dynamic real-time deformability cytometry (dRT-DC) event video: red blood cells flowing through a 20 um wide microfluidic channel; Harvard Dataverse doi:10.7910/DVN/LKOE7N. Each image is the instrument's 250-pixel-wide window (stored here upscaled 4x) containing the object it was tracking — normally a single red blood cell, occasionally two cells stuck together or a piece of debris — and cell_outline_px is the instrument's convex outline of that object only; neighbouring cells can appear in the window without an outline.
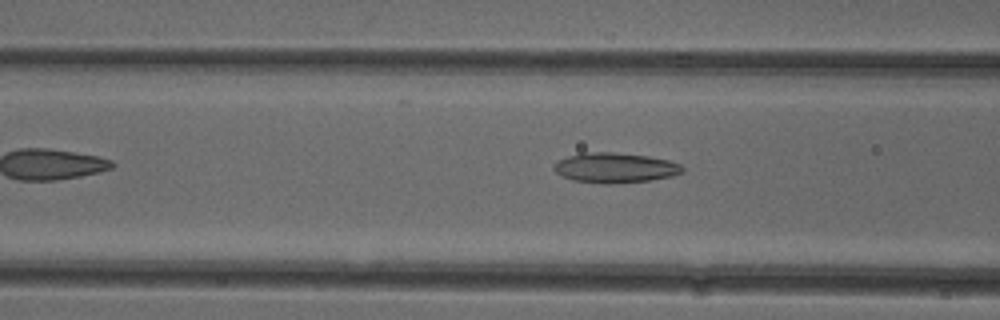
{"species": "common noctule bat (a hibernating species)", "species_latin": "Nyctalus noctula", "temperature_condition": "cold", "stored_images_in_passage": 32, "camera_frame_rate_fps": 3000, "um_per_image_px": 0.085, "animal": {"sex": "female"}, "frame": {"image": 1, "passage_image": 4, "time_ms": 1.0, "image_size_px": [1000, 320], "cell_outline_px": [[684, 172], [672, 176], [652, 180], [612, 184], [604, 184], [572, 180], [556, 172], [552, 168], [560, 160], [568, 156], [584, 152], [612, 152], [648, 156], [668, 160], [680, 164], [684, 168]], "centroid_in_image_um": [52.31, 14.27], "position_along_channel_um": 114.3, "area_um2": 22.48}}
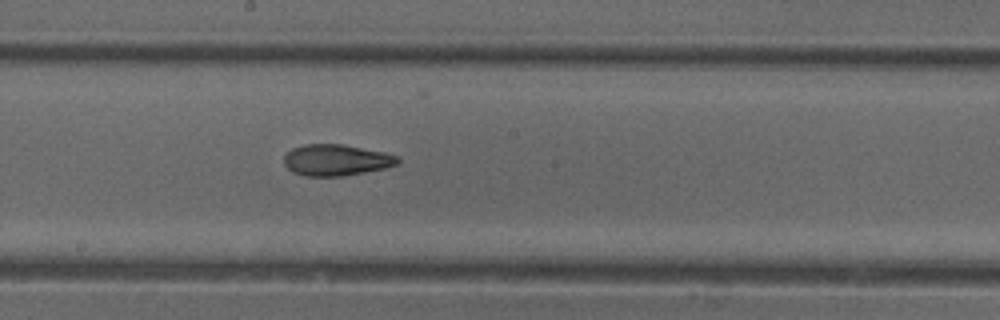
{"frame": {"image": 2, "passage_image": 12, "time_ms": 3.667, "image_size_px": [1000, 320], "cell_outline_px": [[400, 160], [396, 164], [384, 168], [364, 172], [340, 176], [304, 176], [292, 172], [284, 164], [284, 156], [292, 148], [304, 144], [340, 144], [384, 152], [396, 156]], "centroid_in_image_um": [28.53, 13.6], "position_along_channel_um": 219.7, "area_um2": 20.52}}
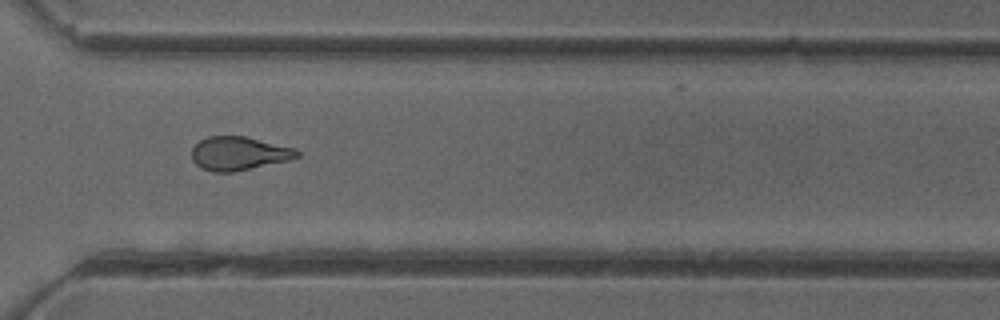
{"frame": {"image": 3, "passage_image": 22, "time_ms": 7.0, "image_size_px": [1000, 320], "cell_outline_px": [[300, 156], [288, 160], [232, 172], [212, 172], [200, 168], [192, 160], [192, 148], [200, 140], [208, 136], [248, 136], [296, 148], [300, 152]], "centroid_in_image_um": [20.3, 13.03], "position_along_channel_um": 350.3, "area_um2": 20.75}}